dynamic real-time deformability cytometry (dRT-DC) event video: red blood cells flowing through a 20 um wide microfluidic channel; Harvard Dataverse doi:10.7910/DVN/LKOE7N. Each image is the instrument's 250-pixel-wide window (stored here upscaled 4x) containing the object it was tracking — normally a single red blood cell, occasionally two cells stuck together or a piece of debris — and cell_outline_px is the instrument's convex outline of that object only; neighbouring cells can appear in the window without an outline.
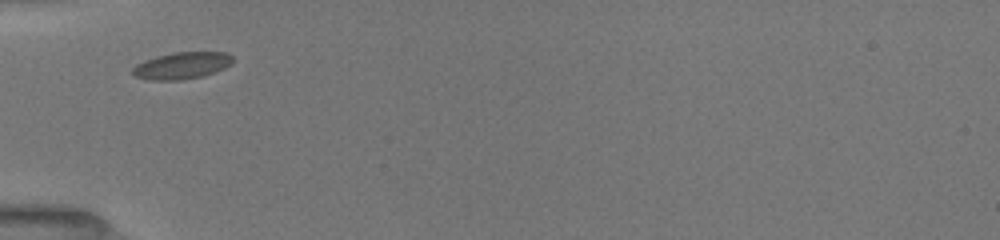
{"species": "common noctule bat (a hibernating species)", "species_latin": "Nyctalus noctula", "temperature_condition": "room temperature", "stored_images_in_passage": 9, "camera_frame_rate_fps": 3000, "um_per_image_px": 0.085, "animal": {"sex": "female", "body_mass_g": 19.5, "forearm_length_mm": 54.1}, "frame": {"image": 1, "passage_image": 1, "time_ms": 0.0, "image_size_px": [1000, 240], "cell_outline_px": [[236, 60], [232, 64], [216, 72], [204, 76], [180, 80], [152, 80], [136, 76], [132, 72], [132, 68], [136, 64], [144, 60], [156, 56], [176, 52], [224, 52], [232, 56]], "centroid_in_image_um": [15.5, 5.57], "position_along_channel_um": 69.5, "area_um2": 15.78}}
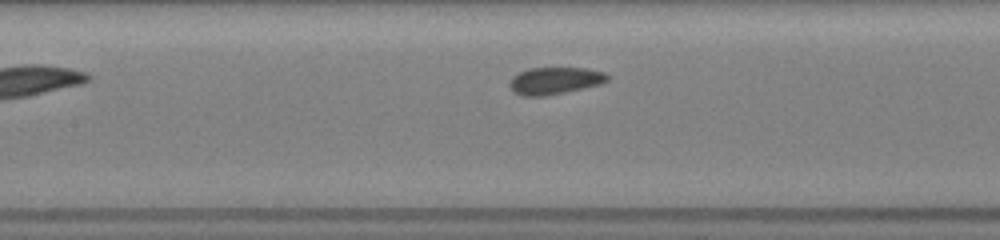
{"frame": {"image": 2, "passage_image": 6, "time_ms": 2.333, "image_size_px": [1000, 240], "cell_outline_px": [[608, 80], [600, 84], [584, 88], [544, 96], [524, 96], [512, 92], [508, 84], [508, 80], [512, 76], [528, 68], [584, 68], [604, 72], [608, 76]], "centroid_in_image_um": [47.1, 6.86], "position_along_channel_um": 160.3, "area_um2": 15.49}}
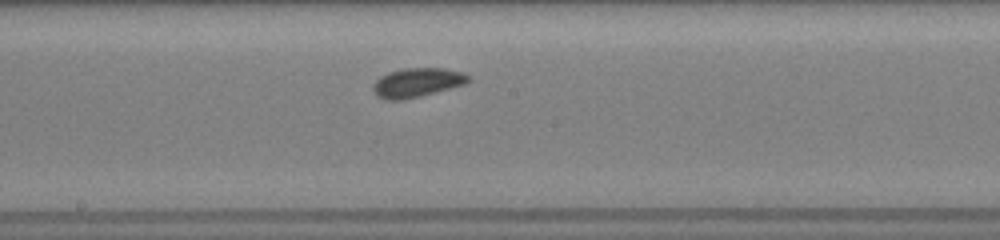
{"frame": {"image": 3, "passage_image": 9, "time_ms": 3.667, "image_size_px": [1000, 240], "cell_outline_px": [[472, 80], [464, 84], [420, 96], [404, 100], [384, 100], [376, 96], [372, 92], [372, 84], [380, 76], [388, 72], [404, 68], [444, 68], [464, 72]], "centroid_in_image_um": [35.4, 7.02], "position_along_channel_um": 212.8, "area_um2": 16.36}}